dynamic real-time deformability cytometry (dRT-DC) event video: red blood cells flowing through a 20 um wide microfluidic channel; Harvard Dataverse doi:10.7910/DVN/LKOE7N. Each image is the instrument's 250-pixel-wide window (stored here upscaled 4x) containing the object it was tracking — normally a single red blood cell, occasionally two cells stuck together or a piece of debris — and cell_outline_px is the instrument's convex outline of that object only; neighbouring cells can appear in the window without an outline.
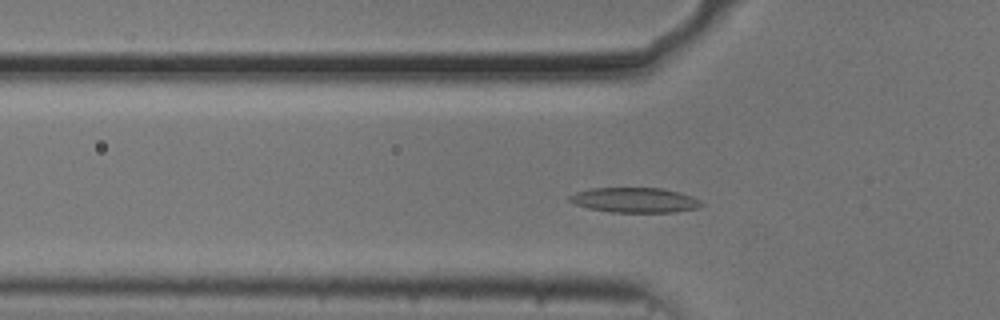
{"species": "common noctule bat (a hibernating species)", "species_latin": "Nyctalus noctula", "temperature_condition": "cold", "stored_images_in_passage": 51, "camera_frame_rate_fps": 3000, "um_per_image_px": 0.085, "animal": {"sex": "male", "body_mass_g": 20.5, "forearm_length_mm": 52.5}, "frame": {"image": 1, "passage_image": 13, "time_ms": 4.0, "image_size_px": [1000, 320], "cell_outline_px": [[704, 204], [696, 208], [676, 212], [612, 212], [588, 208], [576, 204], [568, 200], [568, 196], [576, 192], [592, 188], [660, 188], [680, 192], [692, 196], [700, 200]], "centroid_in_image_um": [53.96, 17.0], "position_along_channel_um": 71.8, "area_um2": 19.13}}
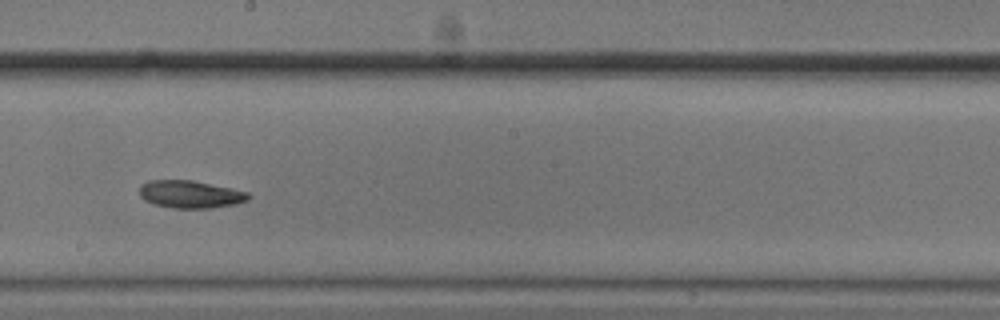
{"frame": {"image": 2, "passage_image": 26, "time_ms": 8.333, "image_size_px": [1000, 320], "cell_outline_px": [[252, 196], [248, 200], [236, 204], [212, 208], [172, 208], [156, 204], [144, 200], [140, 196], [140, 184], [148, 180], [192, 180], [232, 188], [248, 192]], "centroid_in_image_um": [16.19, 16.51], "position_along_channel_um": 232.0, "area_um2": 17.63}}
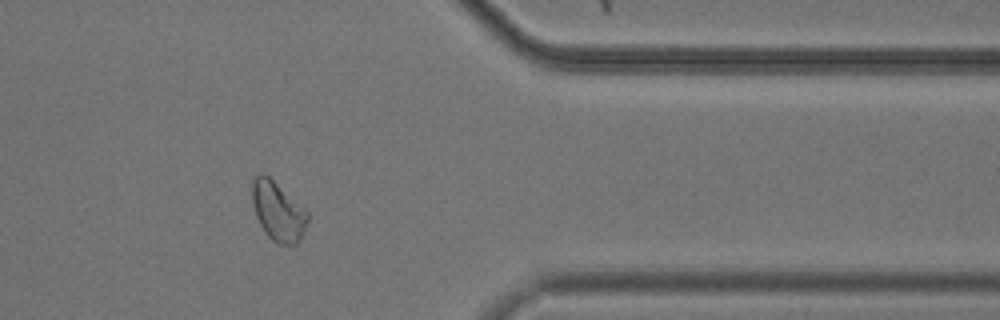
{"frame": {"image": 3, "passage_image": 40, "time_ms": 13.0, "image_size_px": [1000, 320], "cell_outline_px": [[308, 220], [300, 240], [296, 244], [280, 244], [272, 240], [264, 232], [256, 216], [252, 204], [252, 176], [256, 172], [260, 172], [268, 176], [304, 208], [308, 212]], "centroid_in_image_um": [23.59, 17.94], "position_along_channel_um": 387.8, "area_um2": 19.07}, "authors_computed_cell_mechanics": {"area_um2": 18.1492, "velocity_mm_per_s": 3.6795, "shape_relaxation_time_tau1_ms": 4.5756, "shape_relaxation_time_tau2_ms": null, "deformation_change_tau1": 0.1033, "deformation_change_tau2": null}}